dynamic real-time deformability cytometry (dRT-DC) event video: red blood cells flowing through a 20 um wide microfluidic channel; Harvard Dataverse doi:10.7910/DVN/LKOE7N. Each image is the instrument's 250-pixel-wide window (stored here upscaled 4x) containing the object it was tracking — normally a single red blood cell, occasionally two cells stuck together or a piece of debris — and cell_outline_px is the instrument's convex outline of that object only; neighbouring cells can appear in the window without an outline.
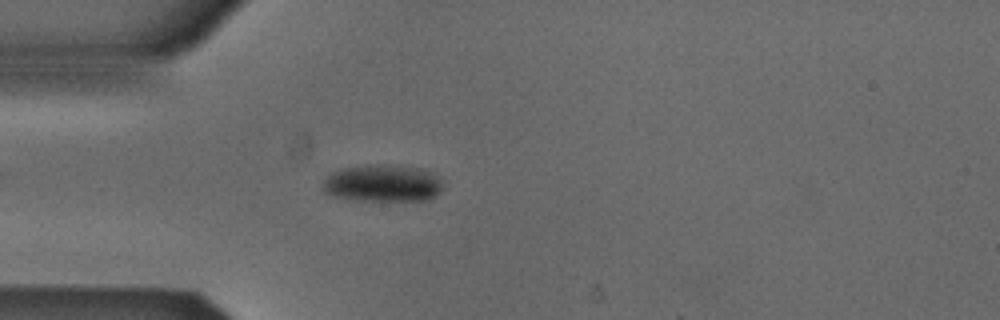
{"species": "Egyptian fruit bat (a non-hibernating species)", "species_latin": "Rousettus aegyptiacus", "temperature_condition": "cold", "stored_images_in_passage": 41, "camera_frame_rate_fps": 3000, "um_per_image_px": 0.085, "animal": {"sex": "male"}, "frame": {"image": 1, "passage_image": 3, "time_ms": 0.667, "image_size_px": [1000, 320], "cell_outline_px": [[440, 192], [436, 196], [428, 200], [356, 200], [332, 196], [324, 192], [320, 188], [324, 180], [332, 172], [340, 168], [368, 164], [392, 164], [420, 168], [432, 172], [440, 180]], "centroid_in_image_um": [32.48, 15.56], "position_along_channel_um": 52.5, "area_um2": 26.3}}
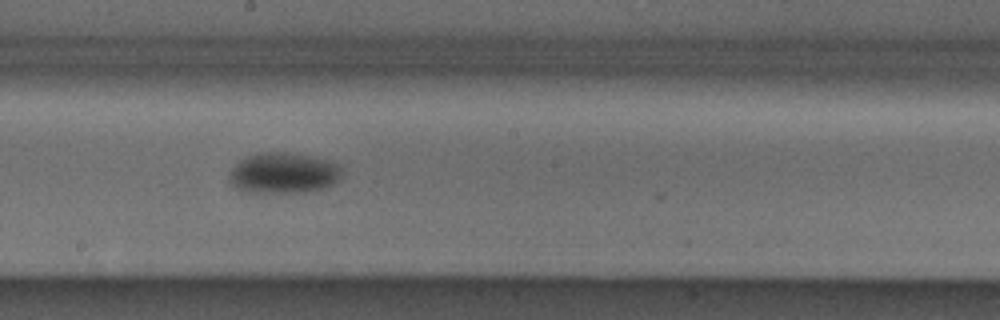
{"frame": {"image": 2, "passage_image": 17, "time_ms": 5.333, "image_size_px": [1000, 320], "cell_outline_px": [[340, 180], [328, 188], [308, 192], [244, 192], [232, 188], [228, 180], [228, 172], [240, 160], [248, 156], [268, 152], [284, 152], [312, 156], [336, 164], [340, 168]], "centroid_in_image_um": [24.05, 14.74], "position_along_channel_um": 224.2, "area_um2": 26.93}}
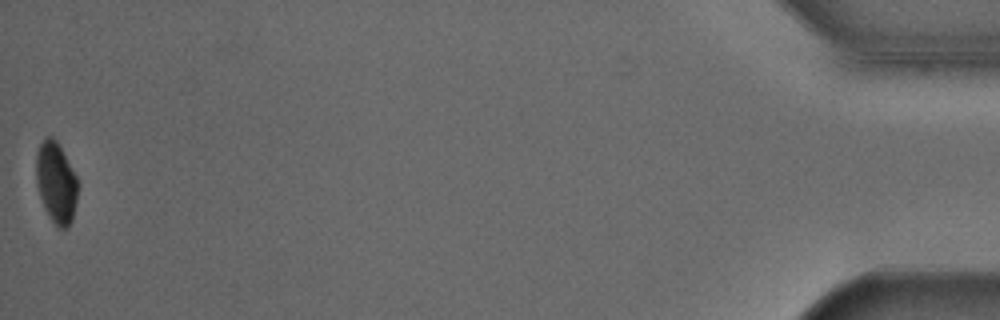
{"frame": {"image": 3, "passage_image": 41, "time_ms": 13.333, "image_size_px": [1000, 320], "cell_outline_px": [[76, 200], [72, 220], [68, 228], [60, 228], [52, 220], [44, 208], [36, 184], [36, 152], [40, 144], [48, 136], [52, 136], [56, 140], [76, 176]], "centroid_in_image_um": [4.74, 15.52], "position_along_channel_um": 430.5, "area_um2": 19.25}, "authors_computed_cell_mechanics": {"area_um2": 25.6632, "velocity_mm_per_s": 3.8563, "shape_relaxation_time_tau1_ms": 1.1395, "shape_relaxation_time_tau2_ms": null, "deformation_change_tau1": 0.0779, "deformation_change_tau2": null}}